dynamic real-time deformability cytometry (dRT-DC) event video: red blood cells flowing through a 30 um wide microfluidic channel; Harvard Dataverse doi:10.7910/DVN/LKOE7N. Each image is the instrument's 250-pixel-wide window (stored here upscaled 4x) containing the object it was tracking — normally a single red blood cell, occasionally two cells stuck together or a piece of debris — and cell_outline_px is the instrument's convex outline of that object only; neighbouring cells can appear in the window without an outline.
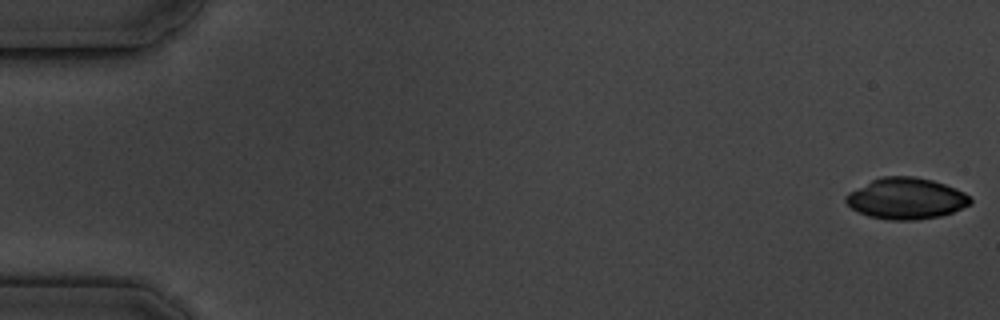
{"species": "common noctule bat (a hibernating species)", "species_latin": "Nyctalus noctula", "temperature_condition": "cold", "stored_images_in_passage": 5, "camera_frame_rate_fps": 3000, "um_per_image_px": 0.085, "animal": {"sex": "male", "body_mass_g": 19.5, "forearm_length_mm": 54.6}, "frame": {"image": 1, "passage_image": 1, "time_ms": 0.0, "image_size_px": [1000, 320], "cell_outline_px": [[972, 204], [952, 212], [940, 216], [916, 220], [888, 220], [868, 216], [852, 208], [844, 200], [844, 196], [848, 192], [880, 176], [916, 176], [932, 180], [956, 188], [964, 192], [972, 200]], "centroid_in_image_um": [77.01, 16.87], "position_along_channel_um": 8.0, "area_um2": 30.0}}